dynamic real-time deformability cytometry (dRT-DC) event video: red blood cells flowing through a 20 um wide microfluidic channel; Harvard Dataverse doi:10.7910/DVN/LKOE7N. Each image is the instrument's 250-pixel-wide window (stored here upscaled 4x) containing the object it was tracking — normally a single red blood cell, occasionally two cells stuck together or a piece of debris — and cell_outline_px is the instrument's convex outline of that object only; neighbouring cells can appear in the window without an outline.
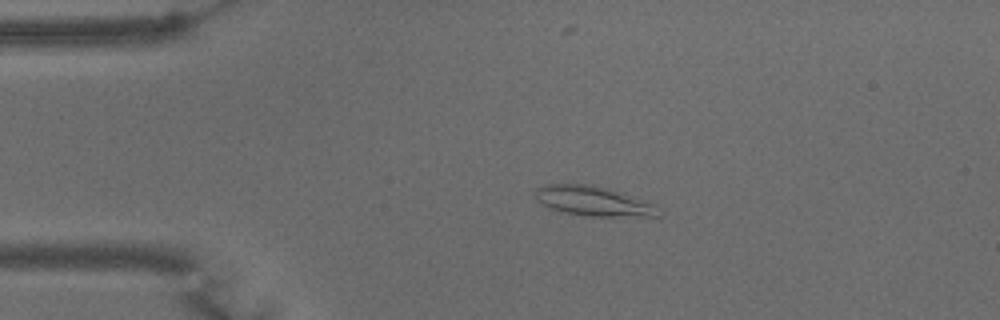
{"species": "common noctule bat (a hibernating species)", "species_latin": "Nyctalus noctula", "temperature_condition": "warm", "stored_images_in_passage": 56, "camera_frame_rate_fps": 3000, "um_per_image_px": 0.085, "animal": {"sex": "male", "body_mass_g": 15.6}, "frame": {"image": 1, "passage_image": 11, "time_ms": 3.333, "image_size_px": [1000, 320], "cell_outline_px": [[660, 216], [592, 216], [560, 212], [536, 200], [536, 188], [544, 184], [592, 184], [608, 188], [656, 204]], "centroid_in_image_um": [50.43, 17.08], "position_along_channel_um": 34.6, "area_um2": 21.21}}
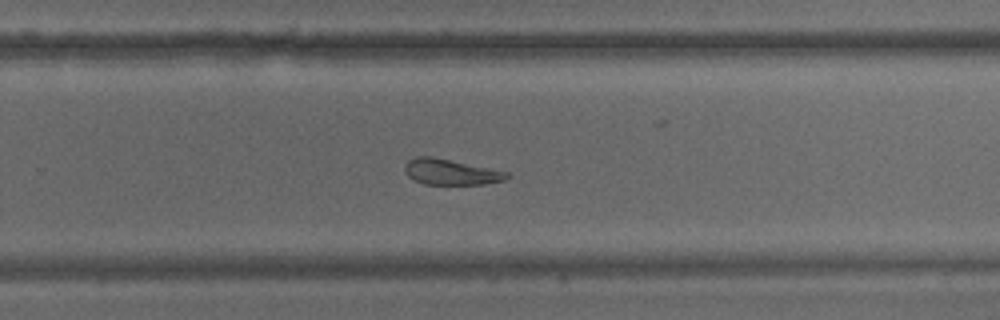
{"frame": {"image": 2, "passage_image": 36, "time_ms": 11.667, "image_size_px": [1000, 320], "cell_outline_px": [[512, 176], [504, 180], [484, 184], [424, 184], [408, 176], [404, 172], [404, 164], [408, 160], [416, 156], [432, 156], [508, 172]], "centroid_in_image_um": [38.29, 14.61], "position_along_channel_um": 291.5, "area_um2": 15.26}}
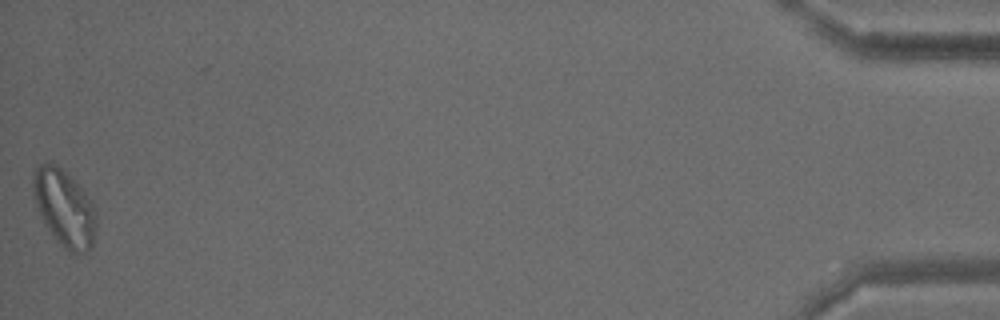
{"frame": {"image": 3, "passage_image": 56, "time_ms": 18.333, "image_size_px": [1000, 320], "cell_outline_px": [[96, 224], [92, 248], [84, 252], [72, 256], [52, 236], [44, 224], [40, 216], [36, 204], [32, 184], [32, 172], [40, 164], [56, 164], [80, 188], [92, 204], [96, 216]], "centroid_in_image_um": [5.45, 17.75], "position_along_channel_um": 429.8, "area_um2": 27.92}, "authors_computed_cell_mechanics": {"area_um2": 19.1896, "velocity_mm_per_s": 3.5277, "shape_relaxation_time_tau1_ms": null, "shape_relaxation_time_tau2_ms": 7.7755, "deformation_change_tau1": null, "deformation_change_tau2": 0.163}}